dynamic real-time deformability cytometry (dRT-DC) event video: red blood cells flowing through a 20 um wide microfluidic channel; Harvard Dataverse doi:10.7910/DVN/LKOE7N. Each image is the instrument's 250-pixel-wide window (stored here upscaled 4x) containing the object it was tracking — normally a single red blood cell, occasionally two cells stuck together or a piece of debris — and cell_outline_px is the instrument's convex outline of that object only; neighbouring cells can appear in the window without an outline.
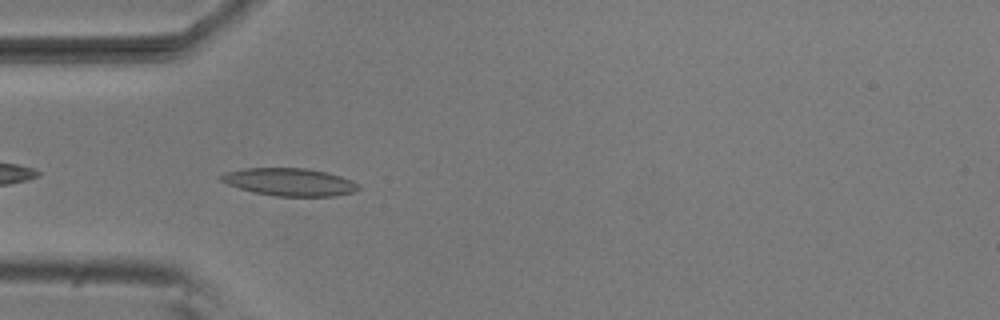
{"species": "common noctule bat (a hibernating species)", "species_latin": "Nyctalus noctula", "temperature_condition": "room temperature", "stored_images_in_passage": 5, "camera_frame_rate_fps": 3000, "um_per_image_px": 0.085, "animal": {"sex": "male", "body_mass_g": 20.5, "forearm_length_mm": 52.5}, "frame": {"image": 1, "passage_image": 4, "time_ms": 1.0, "image_size_px": [1000, 320], "cell_outline_px": [[360, 188], [352, 192], [332, 196], [276, 196], [256, 192], [240, 188], [228, 184], [220, 180], [220, 176], [224, 172], [244, 168], [304, 168], [324, 172], [340, 176], [352, 180], [360, 184]], "centroid_in_image_um": [24.61, 15.46], "position_along_channel_um": 60.4, "area_um2": 21.91}}
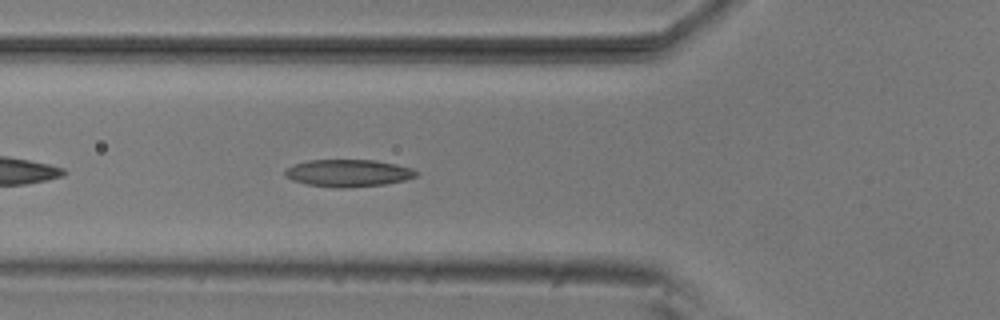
{"frame": {"image": 2, "passage_image": 5, "time_ms": 1.333, "image_size_px": [1000, 320], "cell_outline_px": [[420, 172], [416, 176], [404, 180], [384, 184], [348, 188], [336, 188], [308, 184], [292, 180], [284, 176], [284, 172], [288, 168], [296, 164], [308, 160], [376, 160], [396, 164], [412, 168]], "centroid_in_image_um": [29.62, 14.71], "position_along_channel_um": 96.2, "area_um2": 20.81}}